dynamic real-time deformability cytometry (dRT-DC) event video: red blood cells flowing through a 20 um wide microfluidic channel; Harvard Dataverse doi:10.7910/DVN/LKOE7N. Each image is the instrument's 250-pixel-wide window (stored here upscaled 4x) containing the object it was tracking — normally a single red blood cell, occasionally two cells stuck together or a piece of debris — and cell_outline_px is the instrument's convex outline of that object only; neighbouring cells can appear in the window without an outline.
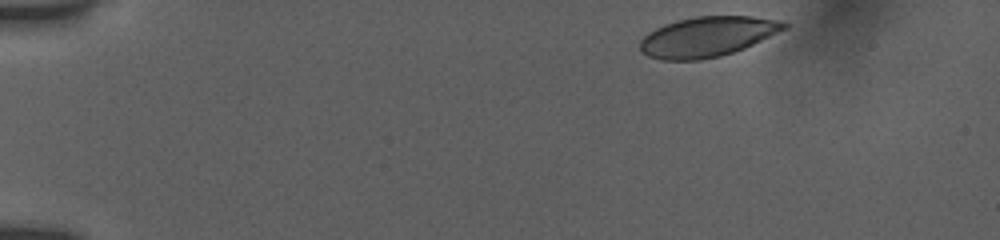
{"species": "human", "species_latin": "Homo sapiens", "temperature_condition": "room temperature", "stored_images_in_passage": 10, "camera_frame_rate_fps": 3000, "um_per_image_px": 0.085, "donor": {"sex": "female"}, "frame": {"image": 1, "passage_image": 1, "time_ms": 0.0, "image_size_px": [1000, 240], "cell_outline_px": [[788, 28], [744, 48], [720, 56], [700, 60], [660, 60], [648, 56], [640, 52], [640, 40], [648, 32], [664, 24], [676, 20], [696, 16], [752, 16], [776, 20], [788, 24]], "centroid_in_image_um": [60.09, 3.12], "position_along_channel_um": 24.9, "area_um2": 33.64}}
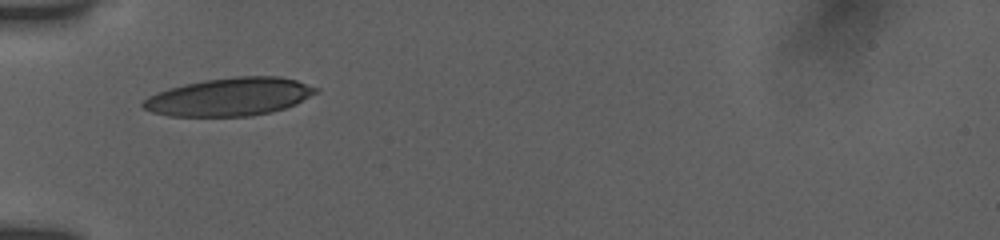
{"frame": {"image": 2, "passage_image": 6, "time_ms": 3.667, "image_size_px": [1000, 240], "cell_outline_px": [[320, 92], [296, 104], [272, 112], [252, 116], [168, 116], [152, 112], [144, 108], [140, 104], [148, 96], [156, 92], [168, 88], [184, 84], [204, 80], [236, 76], [280, 76], [296, 80], [320, 88]], "centroid_in_image_um": [19.54, 8.23], "position_along_channel_um": 65.5, "area_um2": 38.61}}
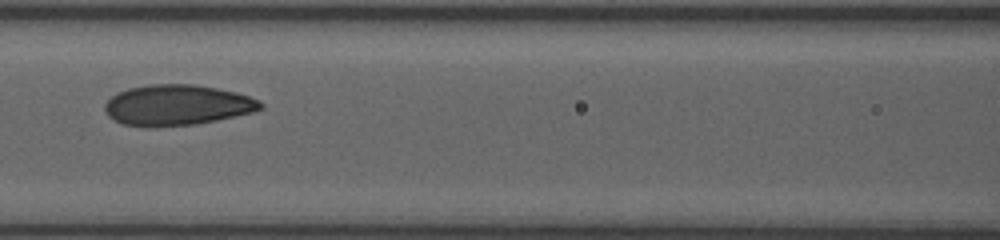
{"frame": {"image": 3, "passage_image": 9, "time_ms": 6.0, "image_size_px": [1000, 240], "cell_outline_px": [[264, 108], [252, 112], [216, 120], [196, 124], [152, 128], [148, 128], [124, 124], [108, 116], [104, 108], [104, 104], [116, 92], [128, 88], [148, 84], [192, 84], [216, 88], [236, 92], [260, 100], [264, 104]], "centroid_in_image_um": [15.04, 8.94], "position_along_channel_um": 151.6, "area_um2": 37.11}}